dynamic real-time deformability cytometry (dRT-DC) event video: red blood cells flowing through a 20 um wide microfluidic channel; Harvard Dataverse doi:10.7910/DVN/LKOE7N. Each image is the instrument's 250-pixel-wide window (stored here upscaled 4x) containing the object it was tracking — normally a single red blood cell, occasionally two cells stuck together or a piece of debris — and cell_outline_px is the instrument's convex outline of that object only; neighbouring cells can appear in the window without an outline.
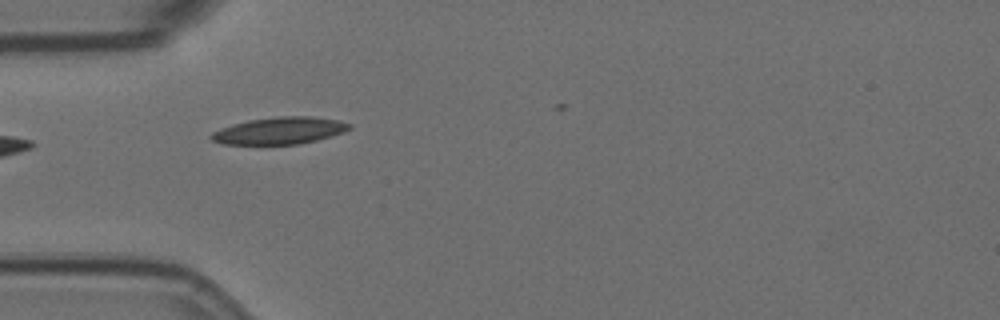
{"species": "Egyptian fruit bat (a non-hibernating species)", "species_latin": "Rousettus aegyptiacus", "temperature_condition": "room temperature", "stored_images_in_passage": 8, "camera_frame_rate_fps": 3000, "um_per_image_px": 0.085, "animal": {"sex": "female"}, "frame": {"image": 1, "passage_image": 1, "time_ms": 0.0, "image_size_px": [1000, 320], "cell_outline_px": [[352, 128], [344, 132], [332, 136], [300, 144], [224, 144], [212, 140], [208, 136], [212, 132], [220, 128], [232, 124], [248, 120], [276, 116], [312, 116], [336, 120], [352, 124]], "centroid_in_image_um": [23.76, 11.1], "position_along_channel_um": 61.2, "area_um2": 21.85}}
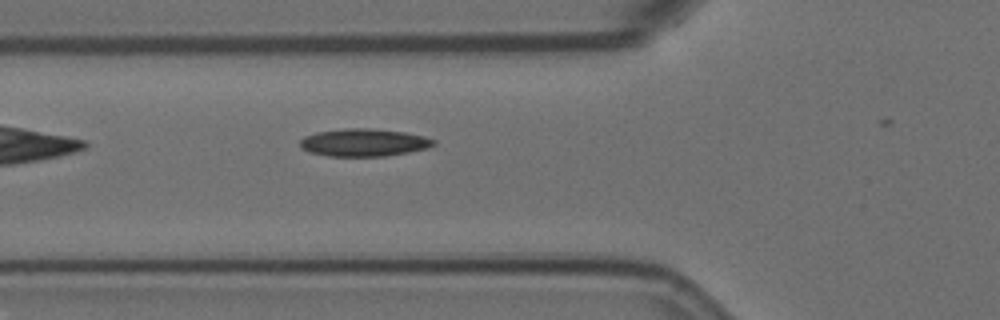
{"frame": {"image": 2, "passage_image": 4, "time_ms": 1.0, "image_size_px": [1000, 320], "cell_outline_px": [[436, 144], [428, 148], [408, 152], [384, 156], [328, 156], [308, 152], [300, 148], [300, 140], [304, 136], [316, 132], [344, 128], [372, 128], [404, 132], [424, 136], [436, 140]], "centroid_in_image_um": [30.91, 12.11], "position_along_channel_um": 94.9, "area_um2": 21.68}}
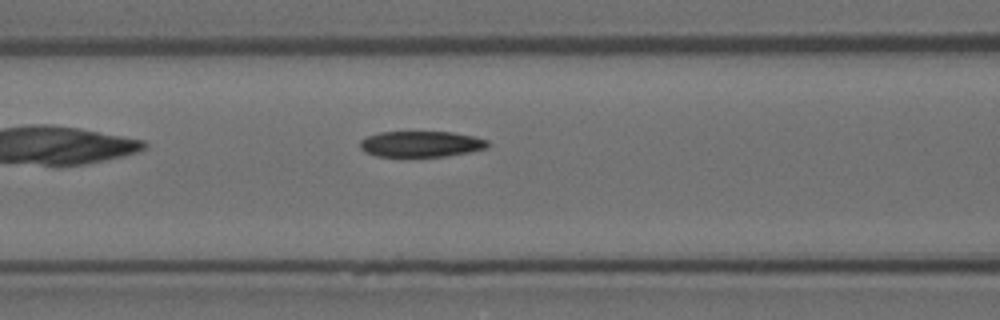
{"frame": {"image": 3, "passage_image": 7, "time_ms": 2.0, "image_size_px": [1000, 320], "cell_outline_px": [[488, 148], [448, 156], [376, 156], [364, 152], [360, 148], [360, 140], [368, 136], [380, 132], [452, 132], [472, 136], [488, 140]], "centroid_in_image_um": [35.78, 12.24], "position_along_channel_um": 130.8, "area_um2": 19.19}}